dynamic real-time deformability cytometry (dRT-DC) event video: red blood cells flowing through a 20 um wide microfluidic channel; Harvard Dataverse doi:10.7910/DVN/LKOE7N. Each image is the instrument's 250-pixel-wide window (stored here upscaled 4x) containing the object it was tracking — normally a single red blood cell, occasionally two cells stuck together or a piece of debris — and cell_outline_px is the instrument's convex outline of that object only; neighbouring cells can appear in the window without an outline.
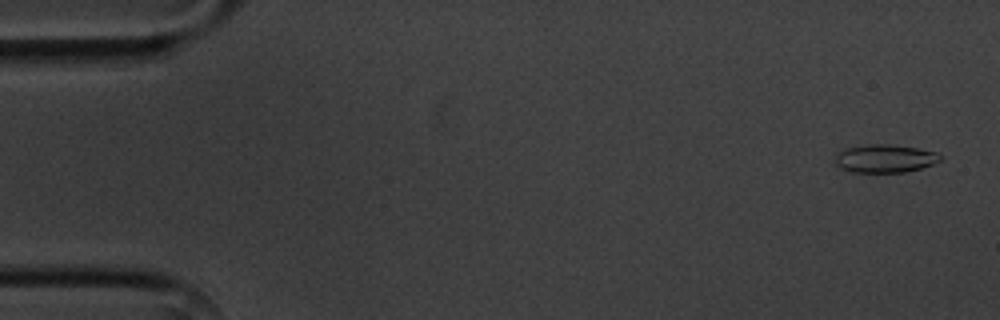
{"species": "common noctule bat (a hibernating species)", "species_latin": "Nyctalus noctula", "temperature_condition": "cold", "stored_images_in_passage": 6, "camera_frame_rate_fps": 3000, "um_per_image_px": 0.085, "animal": {"sex": "male", "body_mass_g": 20.1, "forearm_length_mm": 53.5}, "frame": {"image": 1, "passage_image": 1, "time_ms": 0.0, "image_size_px": [1000, 320], "cell_outline_px": [[940, 160], [932, 164], [920, 168], [904, 172], [852, 172], [840, 168], [832, 164], [832, 160], [836, 152], [848, 148], [868, 144], [888, 144], [916, 148], [936, 152], [940, 156]], "centroid_in_image_um": [75.11, 13.48], "position_along_channel_um": 9.9, "area_um2": 17.28}}
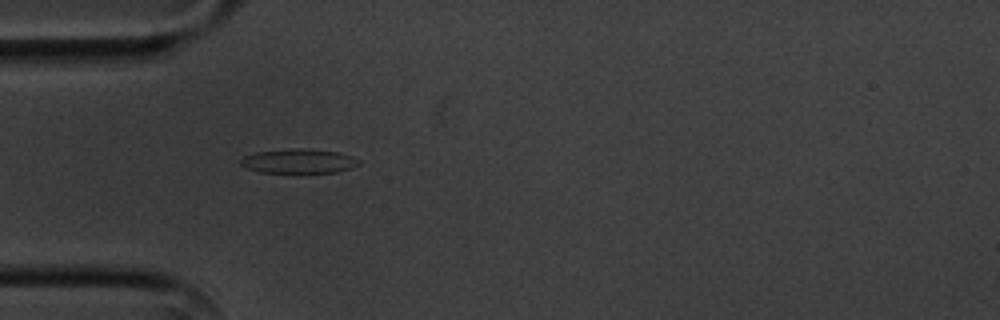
{"frame": {"image": 2, "passage_image": 5, "time_ms": 4.667, "image_size_px": [1000, 320], "cell_outline_px": [[360, 164], [352, 168], [336, 172], [260, 172], [244, 168], [240, 164], [240, 160], [244, 156], [256, 152], [288, 148], [308, 148], [336, 152], [352, 156], [360, 160]], "centroid_in_image_um": [25.38, 13.68], "position_along_channel_um": 59.6, "area_um2": 16.88}}
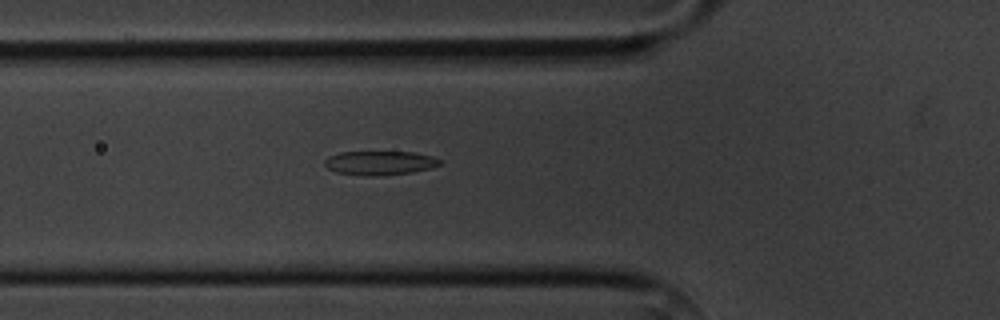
{"frame": {"image": 3, "passage_image": 6, "time_ms": 5.667, "image_size_px": [1000, 320], "cell_outline_px": [[440, 164], [432, 168], [412, 172], [376, 176], [368, 176], [336, 172], [328, 168], [324, 164], [324, 160], [328, 156], [340, 152], [412, 152], [432, 156], [440, 160]], "centroid_in_image_um": [32.26, 13.85], "position_along_channel_um": 93.5, "area_um2": 16.07}}